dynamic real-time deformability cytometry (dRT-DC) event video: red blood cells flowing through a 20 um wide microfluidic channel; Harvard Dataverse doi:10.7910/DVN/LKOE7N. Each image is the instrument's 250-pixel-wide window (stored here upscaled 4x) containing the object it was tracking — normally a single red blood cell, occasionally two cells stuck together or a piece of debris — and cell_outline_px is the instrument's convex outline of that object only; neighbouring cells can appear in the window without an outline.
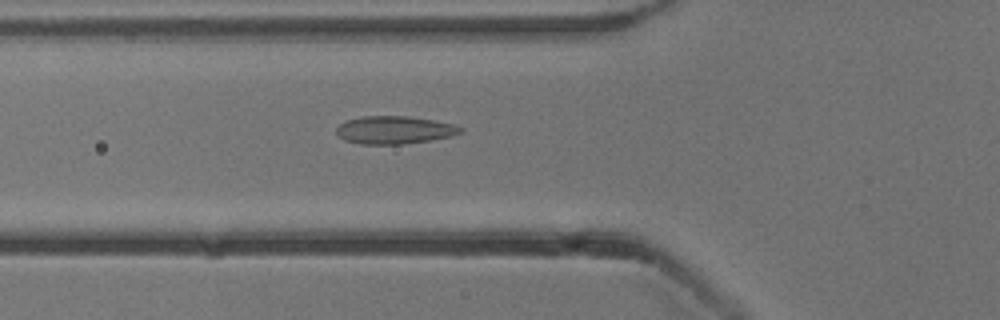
{"species": "common noctule bat (a hibernating species)", "species_latin": "Nyctalus noctula", "temperature_condition": "cold", "stored_images_in_passage": 45, "camera_frame_rate_fps": 3000, "um_per_image_px": 0.085, "animal": {"sex": "male", "body_mass_g": 13.3}, "frame": {"image": 1, "passage_image": 10, "time_ms": 3.0, "image_size_px": [1000, 320], "cell_outline_px": [[464, 132], [452, 136], [432, 140], [400, 144], [360, 144], [344, 140], [336, 132], [336, 128], [340, 124], [348, 120], [360, 116], [408, 116], [432, 120], [452, 124], [464, 128]], "centroid_in_image_um": [33.54, 11.05], "position_along_channel_um": 92.3, "area_um2": 20.11}}
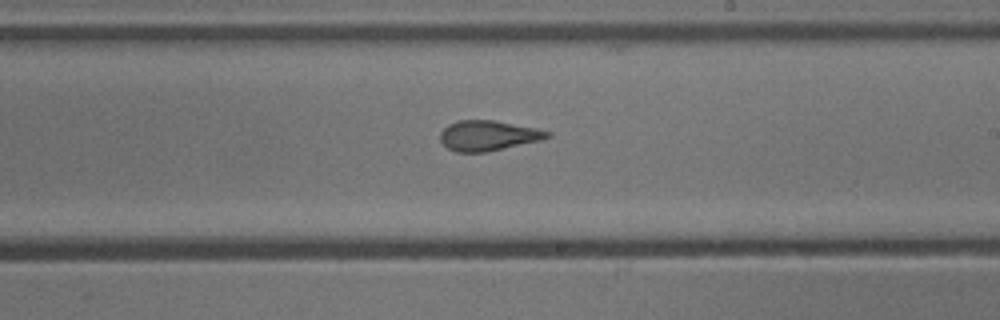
{"frame": {"image": 2, "passage_image": 22, "time_ms": 7.0, "image_size_px": [1000, 320], "cell_outline_px": [[552, 136], [540, 140], [488, 152], [456, 152], [448, 148], [440, 140], [440, 132], [448, 124], [460, 120], [492, 120], [536, 128], [552, 132]], "centroid_in_image_um": [41.49, 11.53], "position_along_channel_um": 247.5, "area_um2": 18.79}}
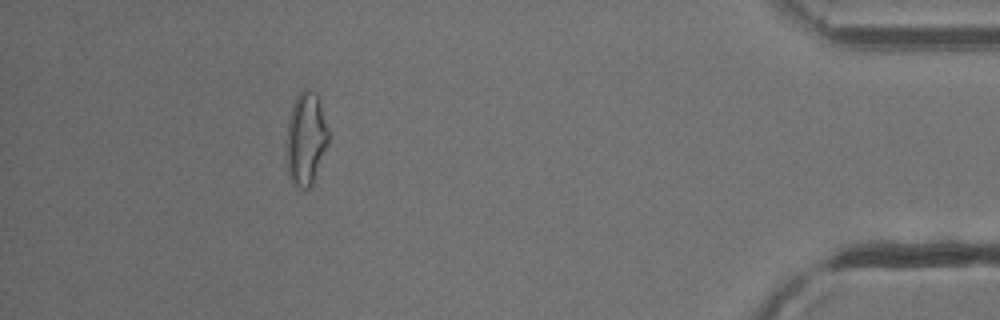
{"frame": {"image": 3, "passage_image": 39, "time_ms": 12.667, "image_size_px": [1000, 320], "cell_outline_px": [[328, 144], [312, 184], [308, 188], [300, 188], [288, 176], [288, 120], [292, 104], [296, 96], [304, 88], [308, 88], [316, 92], [320, 96], [328, 128]], "centroid_in_image_um": [26.04, 11.7], "position_along_channel_um": 409.2, "area_um2": 22.6}}